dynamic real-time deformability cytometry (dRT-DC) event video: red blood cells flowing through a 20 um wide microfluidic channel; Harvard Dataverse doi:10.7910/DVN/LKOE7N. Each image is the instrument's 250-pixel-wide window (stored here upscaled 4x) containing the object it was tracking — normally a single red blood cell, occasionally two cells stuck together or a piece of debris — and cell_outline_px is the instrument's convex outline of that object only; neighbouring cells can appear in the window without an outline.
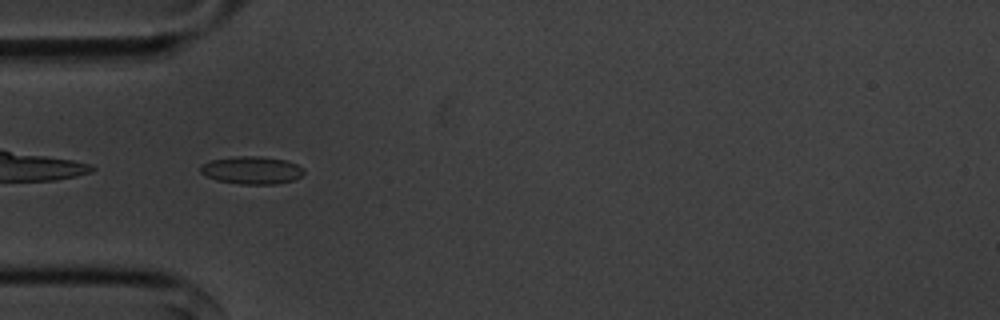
{"species": "common noctule bat (a hibernating species)", "species_latin": "Nyctalus noctula", "temperature_condition": "cold", "stored_images_in_passage": 40, "camera_frame_rate_fps": 3000, "um_per_image_px": 0.085, "animal": {"sex": "male", "body_mass_g": 20.1, "forearm_length_mm": 53.5}, "frame": {"image": 1, "passage_image": 1, "time_ms": 0.0, "image_size_px": [1000, 320], "cell_outline_px": [[304, 172], [300, 176], [292, 180], [276, 184], [240, 184], [216, 180], [200, 172], [200, 164], [212, 160], [236, 156], [260, 156], [288, 160], [304, 168]], "centroid_in_image_um": [21.4, 14.46], "position_along_channel_um": 63.6, "area_um2": 16.7}}
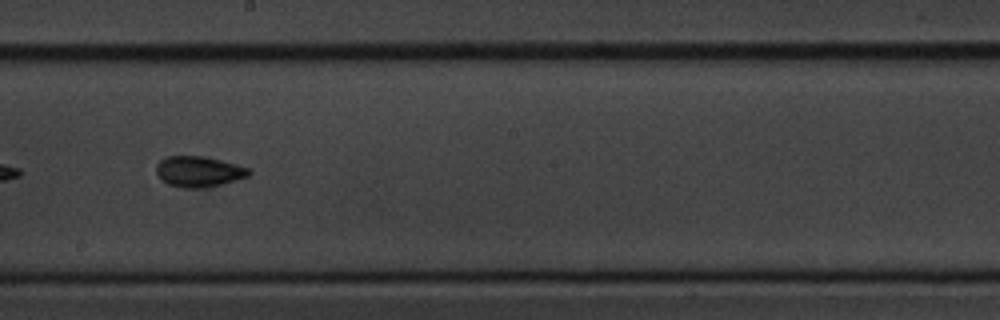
{"frame": {"image": 2, "passage_image": 15, "time_ms": 4.667, "image_size_px": [1000, 320], "cell_outline_px": [[252, 172], [248, 176], [236, 180], [204, 188], [184, 188], [168, 184], [160, 180], [156, 172], [156, 164], [164, 156], [200, 156], [220, 160], [236, 164], [248, 168]], "centroid_in_image_um": [16.85, 14.58], "position_along_channel_um": 231.4, "area_um2": 16.59}}
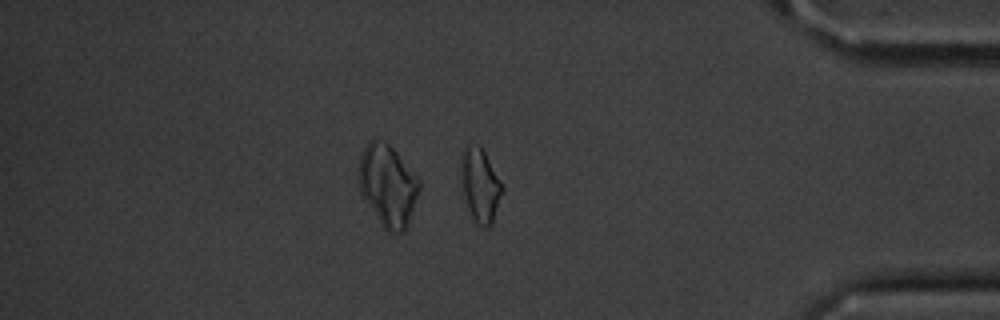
{"frame": {"image": 3, "passage_image": 31, "time_ms": 10.0, "image_size_px": [1000, 320], "cell_outline_px": [[504, 188], [492, 224], [488, 228], [484, 228], [476, 224], [472, 220], [460, 184], [460, 152], [468, 144], [480, 144]], "centroid_in_image_um": [40.77, 15.74], "position_along_channel_um": 394.4, "area_um2": 18.15}, "authors_computed_cell_mechanics": {"area_um2": 16.0973, "velocity_mm_per_s": 3.596, "shape_relaxation_time_tau1_ms": 3.9491, "shape_relaxation_time_tau2_ms": 2.3339, "deformation_change_tau1": 0.0971, "deformation_change_tau2": 0.0847}}